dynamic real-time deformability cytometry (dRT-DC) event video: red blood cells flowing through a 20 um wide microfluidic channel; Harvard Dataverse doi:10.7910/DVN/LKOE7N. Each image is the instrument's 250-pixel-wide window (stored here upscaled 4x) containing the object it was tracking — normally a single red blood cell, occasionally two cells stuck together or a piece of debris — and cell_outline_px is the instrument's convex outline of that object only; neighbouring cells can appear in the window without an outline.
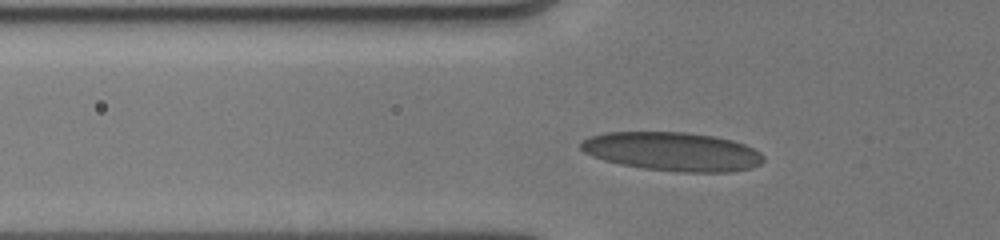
{"species": "human", "species_latin": "Homo sapiens", "temperature_condition": "cold", "stored_images_in_passage": 34, "camera_frame_rate_fps": 3000, "um_per_image_px": 0.085, "donor": {"sex": "male"}, "frame": {"image": 1, "passage_image": 9, "time_ms": 2.667, "image_size_px": [1000, 240], "cell_outline_px": [[764, 160], [760, 164], [752, 168], [732, 172], [676, 172], [644, 168], [620, 164], [604, 160], [592, 156], [584, 152], [580, 148], [580, 140], [604, 132], [684, 132], [712, 136], [732, 140], [744, 144], [760, 152], [764, 156]], "centroid_in_image_um": [57.15, 12.88], "position_along_channel_um": 68.6, "area_um2": 41.38}}
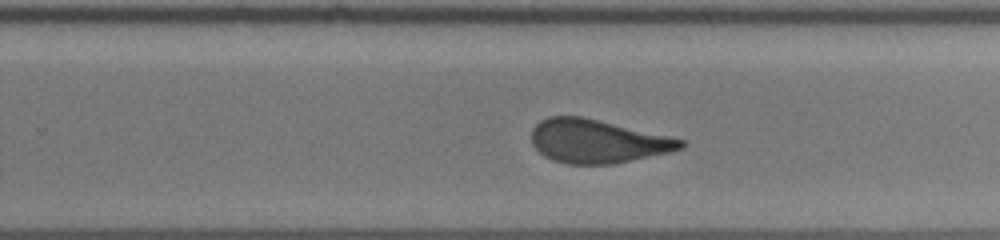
{"frame": {"image": 2, "passage_image": 22, "time_ms": 8.0, "image_size_px": [1000, 240], "cell_outline_px": [[688, 144], [684, 148], [672, 152], [612, 164], [568, 164], [552, 160], [544, 156], [532, 144], [532, 128], [540, 120], [548, 116], [584, 116], [684, 140]], "centroid_in_image_um": [50.78, 12.0], "position_along_channel_um": 279.0, "area_um2": 37.97}}
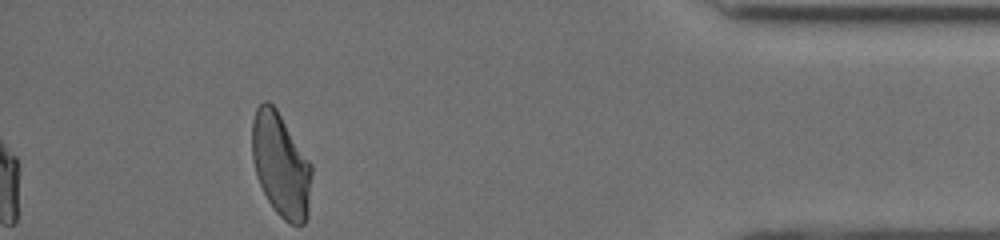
{"frame": {"image": 3, "passage_image": 34, "time_ms": 12.333, "image_size_px": [1000, 240], "cell_outline_px": [[312, 172], [308, 216], [304, 224], [288, 224], [276, 212], [268, 200], [256, 176], [252, 160], [252, 120], [256, 108], [264, 100], [268, 100], [276, 108], [312, 164]], "centroid_in_image_um": [23.87, 14.02], "position_along_channel_um": 411.3, "area_um2": 36.24}, "authors_computed_cell_mechanics": {"area_um2": 39.5063, "velocity_mm_per_s": 4.0215, "shape_relaxation_time_tau1_ms": 4.4752, "shape_relaxation_time_tau2_ms": 0.8693, "deformation_change_tau1": 0.151, "deformation_change_tau2": 0.0772}}